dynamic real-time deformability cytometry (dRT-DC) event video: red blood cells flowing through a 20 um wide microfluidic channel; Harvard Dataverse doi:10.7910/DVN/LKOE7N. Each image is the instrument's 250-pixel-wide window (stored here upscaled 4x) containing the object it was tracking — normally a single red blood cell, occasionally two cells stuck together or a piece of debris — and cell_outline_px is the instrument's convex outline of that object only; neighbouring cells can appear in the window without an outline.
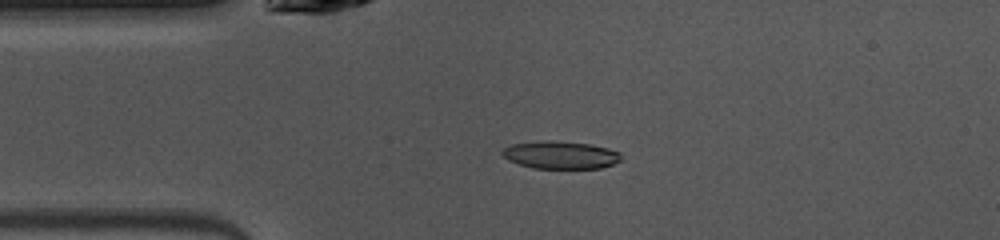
{"species": "common noctule bat (a hibernating species)", "species_latin": "Nyctalus noctula", "temperature_condition": "warm", "stored_images_in_passage": 48, "camera_frame_rate_fps": 3000, "um_per_image_px": 0.085, "animal": {"sex": "female", "body_mass_g": 10.0, "forearm_length_mm": 53.1}, "frame": {"image": 1, "passage_image": 10, "time_ms": 3.0, "image_size_px": [1000, 240], "cell_outline_px": [[620, 160], [612, 164], [600, 168], [532, 168], [508, 160], [500, 152], [504, 148], [512, 144], [548, 140], [592, 144], [608, 148], [620, 152]], "centroid_in_image_um": [47.64, 13.17], "position_along_channel_um": 37.4, "area_um2": 19.02}}
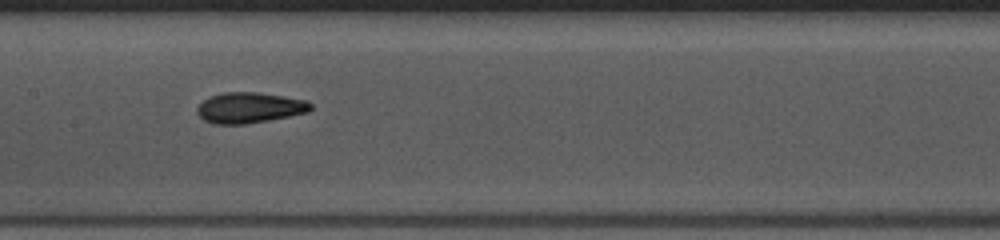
{"frame": {"image": 2, "passage_image": 22, "time_ms": 7.0, "image_size_px": [1000, 240], "cell_outline_px": [[312, 108], [308, 112], [268, 120], [244, 124], [212, 124], [204, 120], [196, 112], [196, 108], [204, 100], [212, 96], [224, 92], [256, 92], [304, 100], [312, 104]], "centroid_in_image_um": [21.17, 9.16], "position_along_channel_um": 186.2, "area_um2": 20.0}}
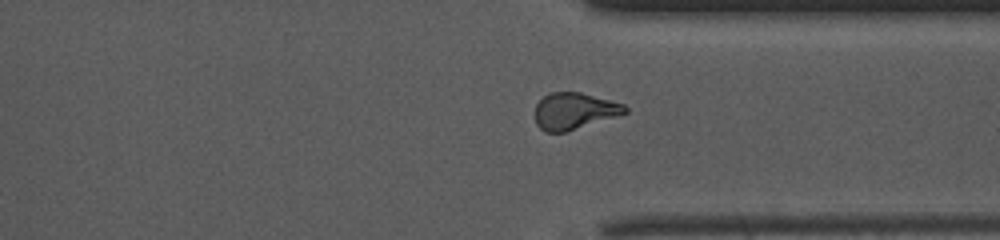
{"frame": {"image": 3, "passage_image": 35, "time_ms": 11.333, "image_size_px": [1000, 240], "cell_outline_px": [[628, 112], [616, 116], [564, 132], [544, 132], [536, 124], [536, 104], [548, 92], [580, 92], [624, 104], [628, 108]], "centroid_in_image_um": [48.79, 9.43], "position_along_channel_um": 362.6, "area_um2": 18.96}, "authors_computed_cell_mechanics": {"area_um2": 19.4786, "velocity_mm_per_s": 4.0873, "shape_relaxation_time_tau1_ms": 5.527, "shape_relaxation_time_tau2_ms": 1.976, "deformation_change_tau1": 0.1935, "deformation_change_tau2": 0.0973}}